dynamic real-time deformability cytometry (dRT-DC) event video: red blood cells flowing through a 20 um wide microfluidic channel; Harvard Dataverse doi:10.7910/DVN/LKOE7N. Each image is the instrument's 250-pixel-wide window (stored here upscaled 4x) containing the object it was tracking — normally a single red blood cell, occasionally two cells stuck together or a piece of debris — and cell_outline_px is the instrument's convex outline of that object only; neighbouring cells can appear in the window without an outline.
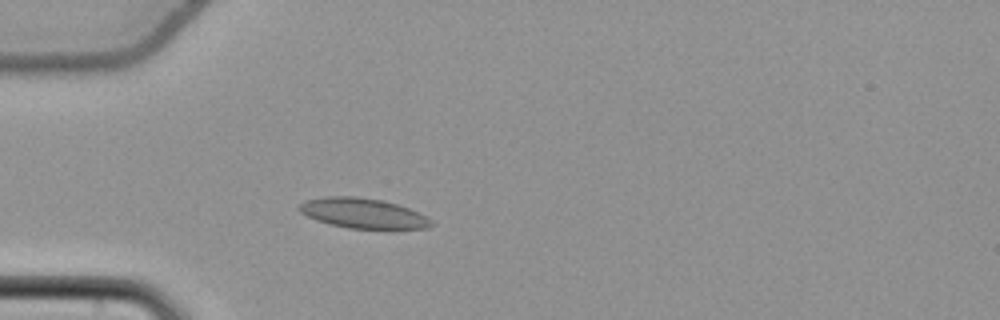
{"species": "common noctule bat (a hibernating species)", "species_latin": "Nyctalus noctula", "temperature_condition": "cold", "stored_images_in_passage": 53, "camera_frame_rate_fps": 3000, "um_per_image_px": 0.085, "animal": {"sex": "female", "body_mass_g": 22.7, "forearm_length_mm": 54.2}, "frame": {"image": 1, "passage_image": 15, "time_ms": 4.667, "image_size_px": [1000, 320], "cell_outline_px": [[436, 224], [428, 228], [392, 232], [348, 228], [316, 220], [300, 212], [296, 208], [304, 200], [324, 196], [356, 196], [384, 200], [408, 208], [432, 220]], "centroid_in_image_um": [30.93, 18.17], "position_along_channel_um": 54.1, "area_um2": 24.16}}
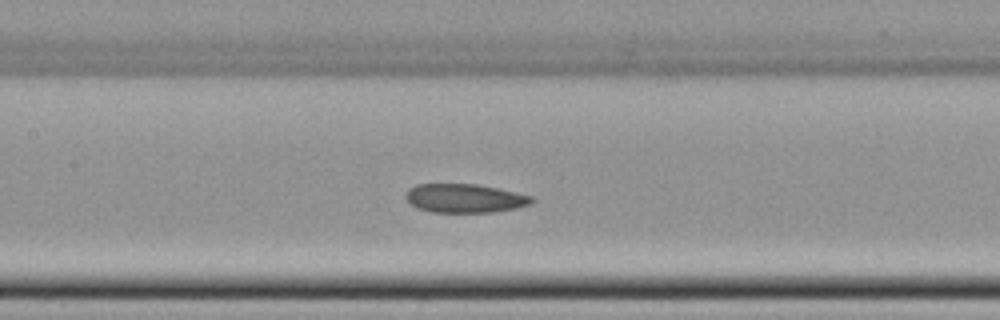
{"frame": {"image": 2, "passage_image": 25, "time_ms": 8.0, "image_size_px": [1000, 320], "cell_outline_px": [[536, 200], [532, 204], [516, 208], [492, 212], [432, 212], [416, 208], [404, 196], [408, 188], [416, 184], [476, 184], [516, 192], [532, 196]], "centroid_in_image_um": [39.51, 16.85], "position_along_channel_um": 167.9, "area_um2": 21.21}}
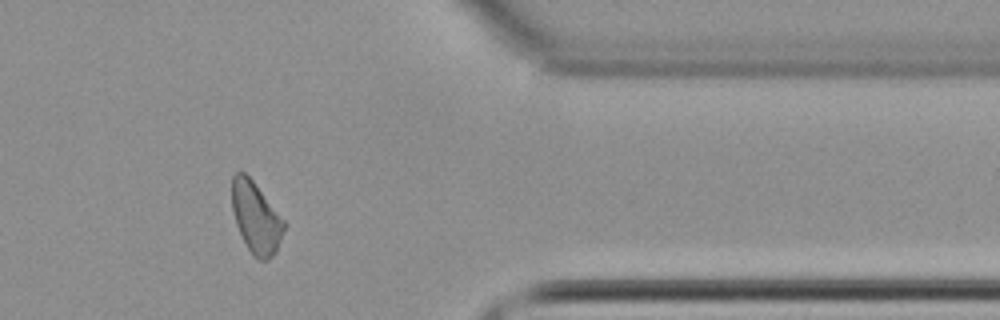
{"frame": {"image": 3, "passage_image": 44, "time_ms": 14.333, "image_size_px": [1000, 320], "cell_outline_px": [[284, 228], [276, 252], [268, 260], [260, 260], [252, 256], [236, 224], [232, 208], [232, 176], [236, 172], [244, 172], [252, 180], [284, 220]], "centroid_in_image_um": [21.74, 18.51], "position_along_channel_um": 389.7, "area_um2": 21.21}, "authors_computed_cell_mechanics": {"area_um2": 21.9062, "velocity_mm_per_s": 3.7806, "shape_relaxation_time_tau1_ms": null, "shape_relaxation_time_tau2_ms": 5.3033, "deformation_change_tau1": null, "deformation_change_tau2": 0.1009}}